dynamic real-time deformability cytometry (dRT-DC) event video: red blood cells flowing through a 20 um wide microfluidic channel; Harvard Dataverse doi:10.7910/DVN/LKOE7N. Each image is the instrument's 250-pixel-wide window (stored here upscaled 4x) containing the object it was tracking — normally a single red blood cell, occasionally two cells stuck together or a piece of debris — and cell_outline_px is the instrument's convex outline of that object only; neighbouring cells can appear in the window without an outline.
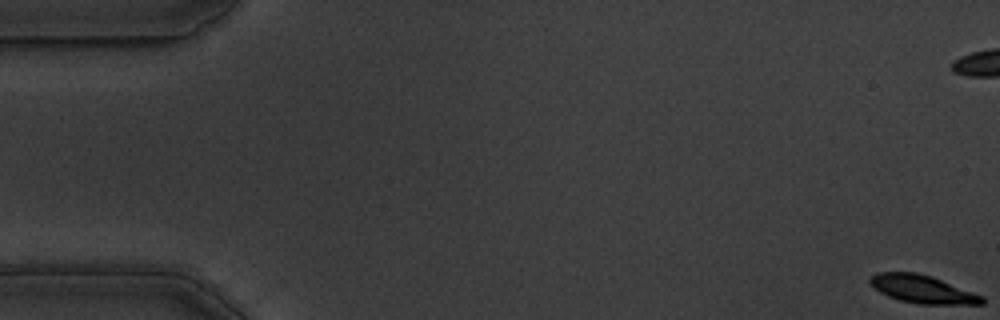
{"species": "common noctule bat (a hibernating species)", "species_latin": "Nyctalus noctula", "temperature_condition": "warm", "stored_images_in_passage": 59, "camera_frame_rate_fps": 3000, "um_per_image_px": 0.085, "animal": {"sex": "male", "body_mass_g": 19.5, "forearm_length_mm": 54.6}, "frame": {"image": 1, "passage_image": 1, "time_ms": 0.0, "image_size_px": [1000, 320], "cell_outline_px": [[984, 304], [920, 304], [900, 300], [888, 296], [872, 288], [868, 280], [868, 276], [876, 272], [916, 272], [932, 276], [984, 296]], "centroid_in_image_um": [78.37, 24.56], "position_along_channel_um": 6.6, "area_um2": 18.44}}
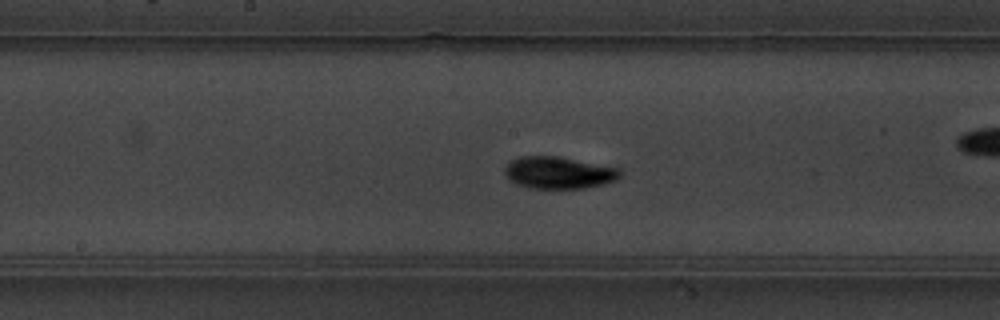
{"frame": {"image": 2, "passage_image": 30, "time_ms": 9.667, "image_size_px": [1000, 320], "cell_outline_px": [[620, 176], [616, 180], [604, 184], [584, 188], [528, 188], [516, 184], [504, 172], [504, 168], [512, 160], [520, 156], [560, 156], [620, 168]], "centroid_in_image_um": [47.51, 14.67], "position_along_channel_um": 200.7, "area_um2": 21.5}}
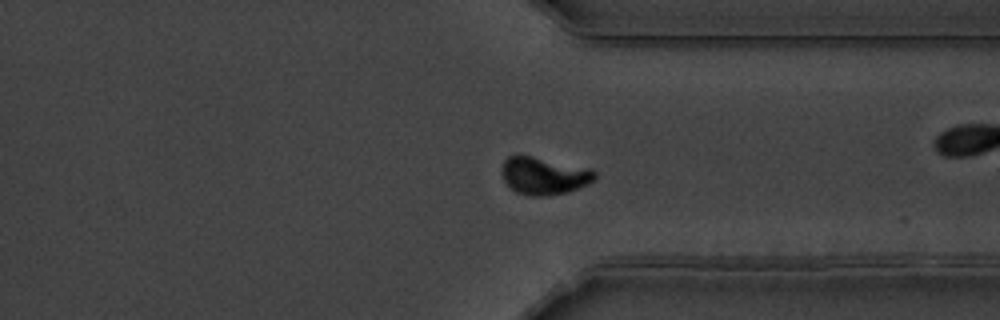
{"frame": {"image": 3, "passage_image": 44, "time_ms": 14.333, "image_size_px": [1000, 320], "cell_outline_px": [[596, 180], [588, 184], [568, 192], [548, 196], [528, 196], [516, 192], [504, 180], [500, 172], [500, 168], [504, 160], [508, 156], [532, 156], [592, 168], [596, 172]], "centroid_in_image_um": [46.26, 14.94], "position_along_channel_um": 365.1, "area_um2": 20.58}, "authors_computed_cell_mechanics": {"area_um2": 19.7676, "velocity_mm_per_s": 3.5294, "shape_relaxation_time_tau1_ms": 3.5149, "shape_relaxation_time_tau2_ms": 1.9965, "deformation_change_tau1": 0.1554, "deformation_change_tau2": 0.0469}}